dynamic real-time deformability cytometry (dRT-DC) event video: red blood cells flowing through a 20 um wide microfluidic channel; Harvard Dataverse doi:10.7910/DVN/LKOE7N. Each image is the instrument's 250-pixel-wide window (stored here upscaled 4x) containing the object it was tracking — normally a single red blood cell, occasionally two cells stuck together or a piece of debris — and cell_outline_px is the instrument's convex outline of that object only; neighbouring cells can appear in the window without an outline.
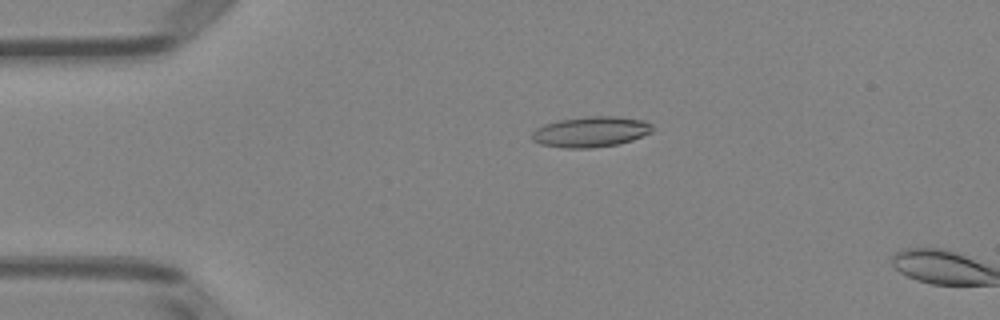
{"species": "Egyptian fruit bat (a non-hibernating species)", "species_latin": "Rousettus aegyptiacus", "temperature_condition": "room temperature", "stored_images_in_passage": 3, "camera_frame_rate_fps": 3000, "um_per_image_px": 0.085, "animal": {"sex": "female"}, "frame": {"image": 1, "passage_image": 1, "time_ms": 0.0, "image_size_px": [1000, 320], "cell_outline_px": [[652, 132], [632, 140], [616, 144], [592, 148], [564, 148], [540, 144], [532, 140], [532, 132], [536, 128], [544, 124], [560, 120], [588, 116], [616, 116], [644, 120], [652, 124]], "centroid_in_image_um": [50.21, 11.2], "position_along_channel_um": 34.8, "area_um2": 21.44}}